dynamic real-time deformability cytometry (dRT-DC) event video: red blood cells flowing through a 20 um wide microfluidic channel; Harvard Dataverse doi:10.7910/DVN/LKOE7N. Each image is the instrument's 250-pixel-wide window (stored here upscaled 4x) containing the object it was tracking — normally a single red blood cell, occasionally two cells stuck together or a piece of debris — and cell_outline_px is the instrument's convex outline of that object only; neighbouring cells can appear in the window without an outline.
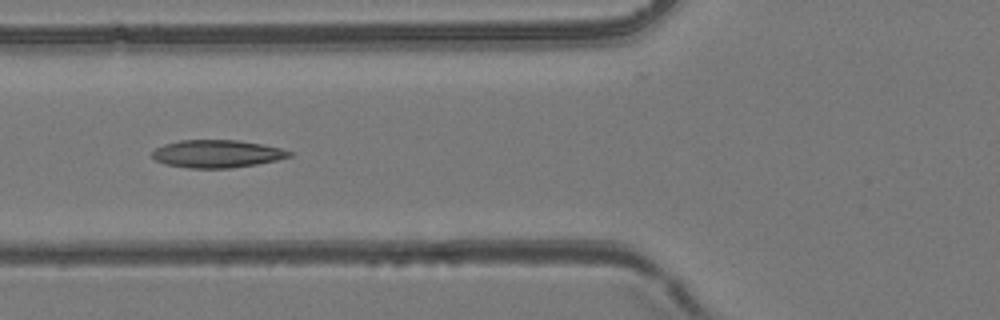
{"species": "common noctule bat (a hibernating species)", "species_latin": "Nyctalus noctula", "temperature_condition": "room temperature", "stored_images_in_passage": 54, "camera_frame_rate_fps": 3000, "um_per_image_px": 0.085, "animal": {"sex": "female", "body_mass_g": 24.6, "forearm_length_mm": 56.2}, "frame": {"image": 1, "passage_image": 21, "time_ms": 6.667, "image_size_px": [1000, 320], "cell_outline_px": [[292, 156], [276, 160], [256, 164], [232, 168], [188, 168], [164, 164], [156, 160], [152, 156], [152, 152], [156, 148], [164, 144], [180, 140], [236, 140], [260, 144], [280, 148], [292, 152]], "centroid_in_image_um": [18.42, 13.07], "position_along_channel_um": 107.4, "area_um2": 22.02}}
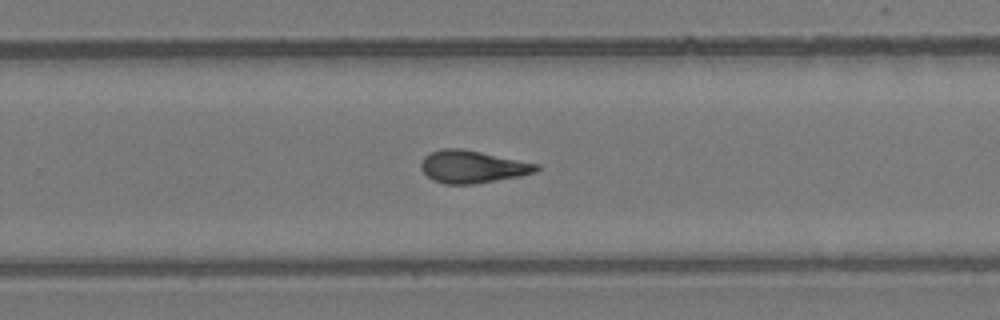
{"frame": {"image": 2, "passage_image": 35, "time_ms": 11.333, "image_size_px": [1000, 320], "cell_outline_px": [[540, 168], [536, 172], [520, 176], [476, 184], [444, 184], [432, 180], [420, 168], [420, 164], [424, 156], [432, 152], [444, 148], [460, 148], [540, 164]], "centroid_in_image_um": [40.16, 14.18], "position_along_channel_um": 289.6, "area_um2": 21.85}}
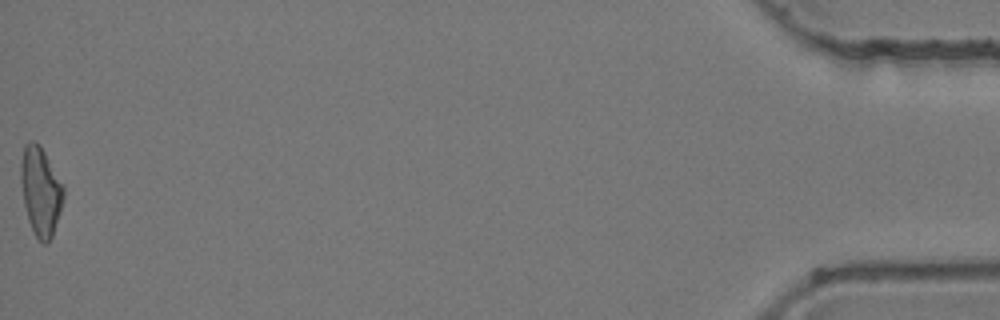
{"frame": {"image": 3, "passage_image": 54, "time_ms": 17.667, "image_size_px": [1000, 320], "cell_outline_px": [[64, 196], [60, 212], [52, 236], [48, 244], [44, 244], [36, 236], [28, 220], [24, 204], [20, 180], [20, 164], [24, 144], [28, 140], [32, 140], [40, 144], [64, 184]], "centroid_in_image_um": [3.45, 16.2], "position_along_channel_um": 431.7, "area_um2": 22.31}, "authors_computed_cell_mechanics": {"area_um2": 21.7039, "velocity_mm_per_s": 3.9041, "shape_relaxation_time_tau1_ms": 10.829, "shape_relaxation_time_tau2_ms": 2.2951, "deformation_change_tau1": 0.2556, "deformation_change_tau2": 0.0984}}